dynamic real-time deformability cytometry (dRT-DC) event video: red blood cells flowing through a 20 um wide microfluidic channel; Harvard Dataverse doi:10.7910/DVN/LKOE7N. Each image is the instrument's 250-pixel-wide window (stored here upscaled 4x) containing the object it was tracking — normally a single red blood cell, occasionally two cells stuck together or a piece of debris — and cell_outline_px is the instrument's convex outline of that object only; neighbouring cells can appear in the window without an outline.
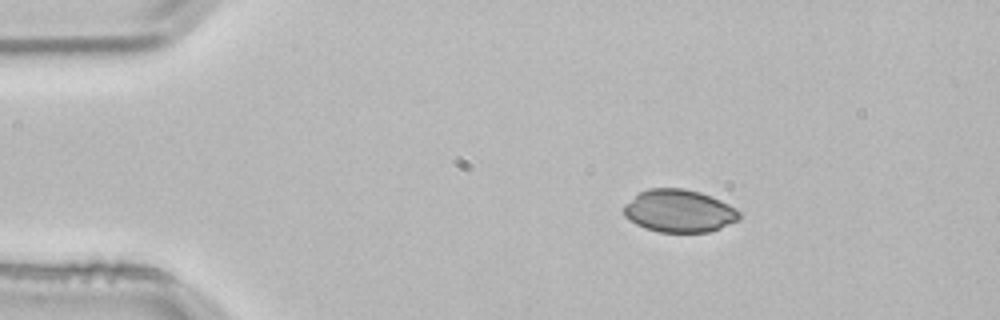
{"species": "common noctule bat (a hibernating species)", "species_latin": "Nyctalus noctula", "temperature_condition": "room temperature", "stored_images_in_passage": 3, "camera_frame_rate_fps": 3000, "um_per_image_px": 0.085, "animal": {"sex": "male", "body_mass_g": 21.5, "forearm_length_mm": 52.0}, "frame": {"image": 1, "passage_image": 2, "time_ms": 0.333, "image_size_px": [1000, 320], "cell_outline_px": [[740, 220], [720, 228], [708, 232], [660, 232], [644, 228], [628, 220], [624, 216], [624, 204], [640, 192], [648, 188], [684, 188], [700, 192], [720, 200], [736, 208], [740, 212]], "centroid_in_image_um": [57.72, 17.93], "position_along_channel_um": 27.3, "area_um2": 28.84}}